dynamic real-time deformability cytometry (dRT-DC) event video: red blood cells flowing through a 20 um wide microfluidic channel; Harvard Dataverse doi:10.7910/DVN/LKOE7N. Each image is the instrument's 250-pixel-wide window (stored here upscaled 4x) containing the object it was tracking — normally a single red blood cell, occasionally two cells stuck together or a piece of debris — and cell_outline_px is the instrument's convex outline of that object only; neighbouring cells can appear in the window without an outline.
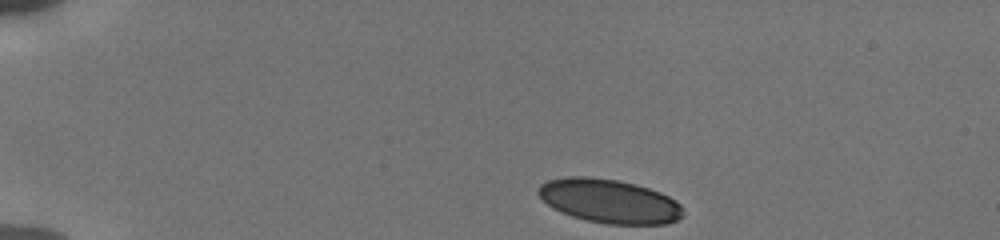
{"species": "human", "species_latin": "Homo sapiens", "temperature_condition": "cold", "stored_images_in_passage": 44, "camera_frame_rate_fps": 3000, "um_per_image_px": 0.085, "donor": {"sex": "male"}, "frame": {"image": 1, "passage_image": 1, "time_ms": 0.0, "image_size_px": [1000, 240], "cell_outline_px": [[684, 216], [668, 224], [608, 224], [588, 220], [572, 216], [552, 208], [536, 192], [536, 188], [540, 184], [548, 180], [568, 176], [588, 176], [616, 180], [636, 184], [660, 192], [676, 200], [680, 204], [684, 212]], "centroid_in_image_um": [51.8, 17.09], "position_along_channel_um": 33.2, "area_um2": 37.11}}
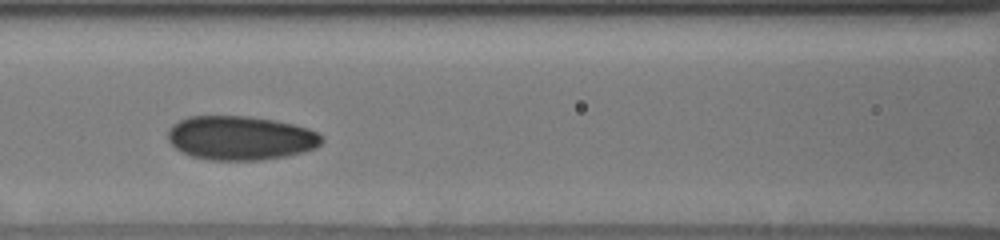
{"frame": {"image": 2, "passage_image": 16, "time_ms": 5.0, "image_size_px": [1000, 240], "cell_outline_px": [[324, 140], [316, 148], [304, 152], [288, 156], [264, 160], [208, 160], [188, 156], [180, 152], [168, 140], [168, 128], [172, 124], [188, 116], [248, 116], [272, 120], [292, 124], [308, 128], [324, 136]], "centroid_in_image_um": [20.43, 11.74], "position_along_channel_um": 146.2, "area_um2": 39.94}}
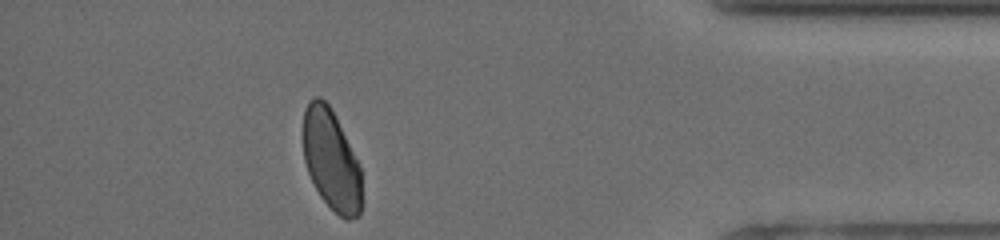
{"frame": {"image": 3, "passage_image": 39, "time_ms": 12.667, "image_size_px": [1000, 240], "cell_outline_px": [[360, 216], [348, 220], [344, 220], [320, 196], [308, 172], [304, 160], [304, 108], [308, 100], [312, 96], [320, 96], [328, 104], [336, 116], [360, 164]], "centroid_in_image_um": [28.15, 13.56], "position_along_channel_um": 407.0, "area_um2": 34.28}, "authors_computed_cell_mechanics": {"area_um2": 38.3503, "velocity_mm_per_s": 3.8349, "shape_relaxation_time_tau1_ms": 8.6065, "shape_relaxation_time_tau2_ms": 1.5466, "deformation_change_tau1": 0.1388, "deformation_change_tau2": 0.0633}}